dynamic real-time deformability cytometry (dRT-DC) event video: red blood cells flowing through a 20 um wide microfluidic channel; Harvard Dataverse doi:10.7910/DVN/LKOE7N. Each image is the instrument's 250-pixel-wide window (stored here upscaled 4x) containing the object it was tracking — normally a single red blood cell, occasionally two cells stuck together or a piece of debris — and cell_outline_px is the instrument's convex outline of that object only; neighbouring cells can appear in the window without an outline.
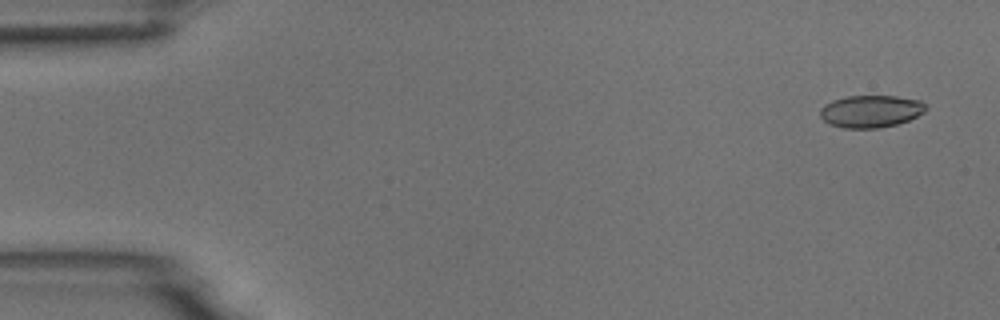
{"species": "common noctule bat (a hibernating species)", "species_latin": "Nyctalus noctula", "temperature_condition": "room temperature", "stored_images_in_passage": 4, "camera_frame_rate_fps": 3000, "um_per_image_px": 0.085, "animal": {"sex": "male", "body_mass_g": 18.8}, "frame": {"image": 1, "passage_image": 1, "time_ms": 0.0, "image_size_px": [1000, 320], "cell_outline_px": [[928, 108], [924, 112], [908, 120], [896, 124], [876, 128], [844, 128], [828, 124], [820, 116], [820, 108], [824, 104], [832, 100], [848, 96], [896, 96], [920, 100]], "centroid_in_image_um": [73.99, 9.45], "position_along_channel_um": 11.0, "area_um2": 19.88}}
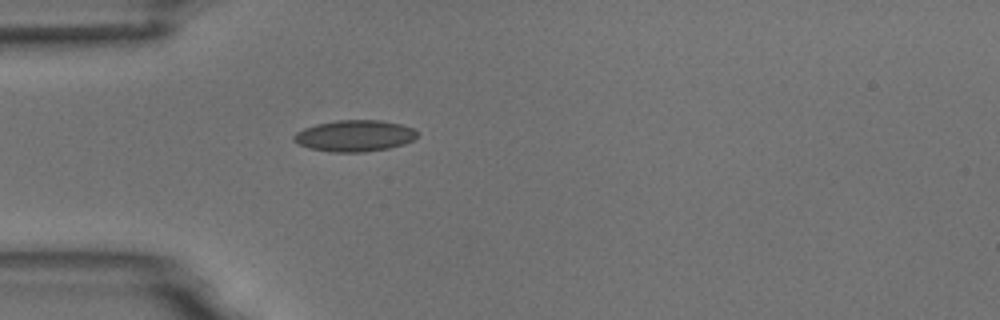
{"frame": {"image": 2, "passage_image": 4, "time_ms": 4.333, "image_size_px": [1000, 320], "cell_outline_px": [[416, 136], [412, 140], [404, 144], [388, 148], [364, 152], [332, 152], [308, 148], [292, 140], [292, 136], [296, 132], [304, 128], [316, 124], [336, 120], [380, 120], [400, 124], [412, 128], [416, 132]], "centroid_in_image_um": [30.1, 11.54], "position_along_channel_um": 54.9, "area_um2": 22.48}}